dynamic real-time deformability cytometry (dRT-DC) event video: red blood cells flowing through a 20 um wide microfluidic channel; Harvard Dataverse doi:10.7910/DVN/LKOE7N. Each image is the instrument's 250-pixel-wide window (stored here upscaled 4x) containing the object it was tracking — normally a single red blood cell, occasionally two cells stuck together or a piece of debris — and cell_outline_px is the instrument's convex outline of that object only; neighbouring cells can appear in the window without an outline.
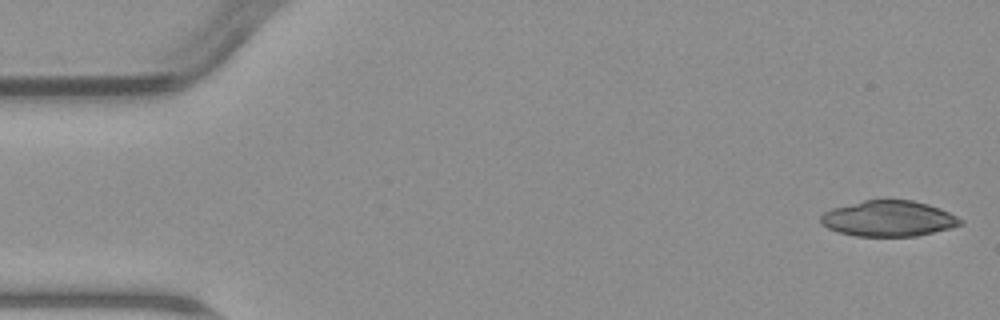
{"species": "common noctule bat (a hibernating species)", "species_latin": "Nyctalus noctula", "temperature_condition": "warm", "stored_images_in_passage": 5, "camera_frame_rate_fps": 3000, "um_per_image_px": 0.085, "animal": {"sex": "male", "body_mass_g": 23.1, "forearm_length_mm": 52.7}, "frame": {"image": 1, "passage_image": 1, "time_ms": 0.0, "image_size_px": [1000, 320], "cell_outline_px": [[964, 224], [952, 228], [916, 236], [856, 236], [836, 232], [820, 224], [820, 216], [824, 212], [832, 208], [864, 200], [912, 200], [928, 204], [940, 208], [964, 220]], "centroid_in_image_um": [75.53, 18.58], "position_along_channel_um": 9.5, "area_um2": 29.25}}